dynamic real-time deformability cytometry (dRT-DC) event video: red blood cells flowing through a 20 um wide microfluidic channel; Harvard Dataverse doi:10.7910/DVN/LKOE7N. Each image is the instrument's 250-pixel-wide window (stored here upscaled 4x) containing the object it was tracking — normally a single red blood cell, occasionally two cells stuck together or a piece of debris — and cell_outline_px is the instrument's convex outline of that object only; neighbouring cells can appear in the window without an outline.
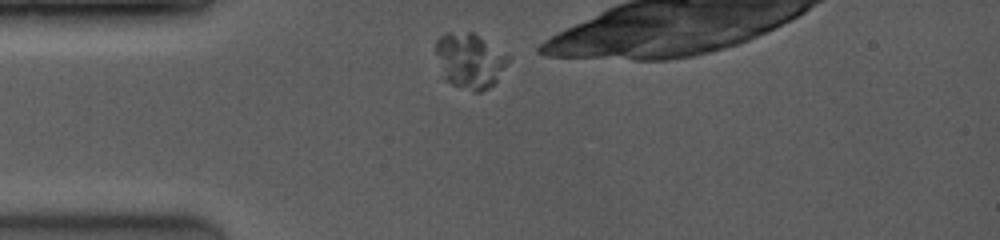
{"species": "common noctule bat (a hibernating species)", "species_latin": "Nyctalus noctula", "temperature_condition": "room temperature", "stored_images_in_passage": 8, "camera_frame_rate_fps": 4000, "um_per_image_px": 0.085, "animal": {"sex": "female", "body_mass_g": 19.0, "forearm_length_mm": 53.3}, "frame": {"image": 1, "passage_image": 1, "time_ms": 0.0, "image_size_px": [1000, 240], "cell_outline_px": [[512, 56], [496, 80], [488, 88], [480, 92], [472, 92], [452, 84], [444, 76], [436, 52], [436, 40], [440, 36], [448, 32], [472, 32]], "centroid_in_image_um": [39.96, 5.14], "position_along_channel_um": 45.0, "area_um2": 22.95}}
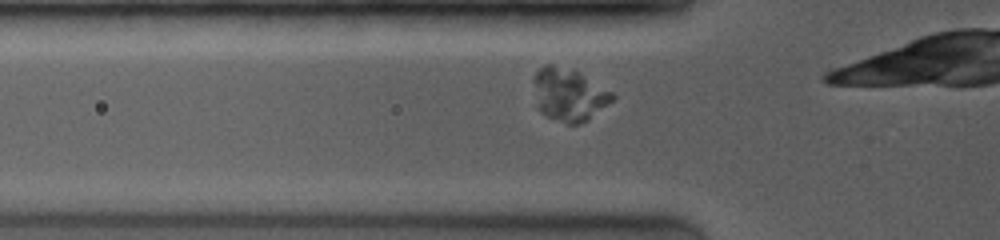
{"frame": {"image": 2, "passage_image": 6, "time_ms": 1.25, "image_size_px": [1000, 240], "cell_outline_px": [[616, 96], [608, 104], [588, 120], [580, 124], [568, 124], [544, 116], [540, 112], [532, 80], [536, 72], [544, 64], [552, 64], [576, 72], [612, 92]], "centroid_in_image_um": [48.32, 8.07], "position_along_channel_um": 77.5, "area_um2": 23.76}}